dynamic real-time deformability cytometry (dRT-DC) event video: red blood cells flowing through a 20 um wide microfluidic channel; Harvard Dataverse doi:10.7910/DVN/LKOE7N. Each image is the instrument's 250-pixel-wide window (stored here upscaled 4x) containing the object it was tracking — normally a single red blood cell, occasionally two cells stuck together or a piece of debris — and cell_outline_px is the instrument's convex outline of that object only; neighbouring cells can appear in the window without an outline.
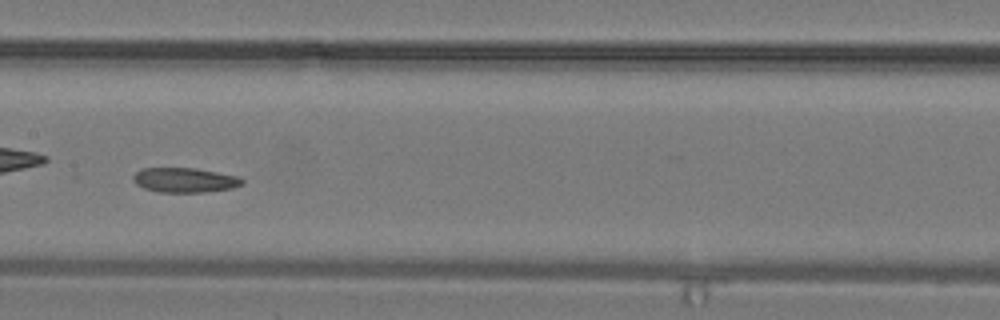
{"species": "common noctule bat (a hibernating species)", "species_latin": "Nyctalus noctula", "temperature_condition": "warm", "stored_images_in_passage": 26, "camera_frame_rate_fps": 3000, "um_per_image_px": 0.085, "animal": {"sex": "male", "body_mass_g": 19.2, "forearm_length_mm": 51.8}, "frame": {"image": 1, "passage_image": 12, "time_ms": 3.667, "image_size_px": [1000, 320], "cell_outline_px": [[244, 184], [232, 188], [204, 192], [160, 192], [144, 188], [136, 184], [132, 180], [132, 176], [140, 168], [196, 168], [240, 176], [244, 180]], "centroid_in_image_um": [15.71, 15.3], "position_along_channel_um": 191.7, "area_um2": 15.84}}